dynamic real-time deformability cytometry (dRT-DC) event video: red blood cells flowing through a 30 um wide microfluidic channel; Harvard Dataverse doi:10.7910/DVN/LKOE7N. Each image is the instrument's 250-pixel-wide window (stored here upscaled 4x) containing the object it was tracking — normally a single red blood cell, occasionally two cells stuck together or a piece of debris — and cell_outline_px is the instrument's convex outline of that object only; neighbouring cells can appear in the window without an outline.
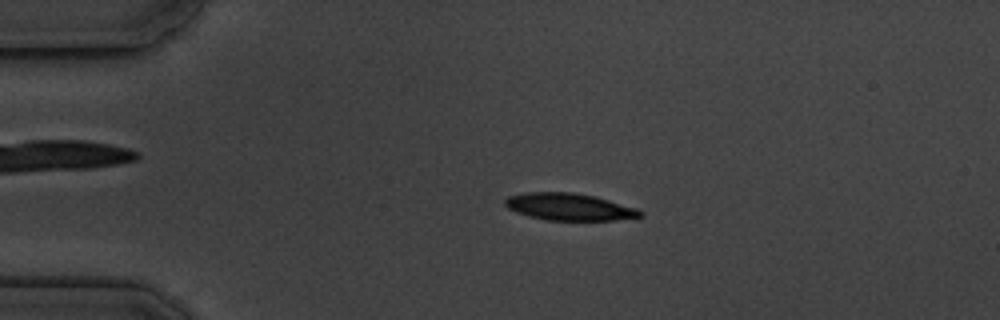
{"species": "common noctule bat (a hibernating species)", "species_latin": "Nyctalus noctula", "temperature_condition": "cold", "stored_images_in_passage": 4, "camera_frame_rate_fps": 3000, "um_per_image_px": 0.085, "animal": {"sex": "male", "body_mass_g": 19.5, "forearm_length_mm": 54.6}, "frame": {"image": 1, "passage_image": 3, "time_ms": 2.333, "image_size_px": [1000, 320], "cell_outline_px": [[644, 216], [616, 220], [544, 220], [528, 216], [516, 212], [508, 208], [504, 204], [504, 200], [508, 196], [524, 192], [572, 192], [596, 196], [636, 208], [644, 212]], "centroid_in_image_um": [48.38, 17.58], "position_along_channel_um": 36.6, "area_um2": 21.5}}